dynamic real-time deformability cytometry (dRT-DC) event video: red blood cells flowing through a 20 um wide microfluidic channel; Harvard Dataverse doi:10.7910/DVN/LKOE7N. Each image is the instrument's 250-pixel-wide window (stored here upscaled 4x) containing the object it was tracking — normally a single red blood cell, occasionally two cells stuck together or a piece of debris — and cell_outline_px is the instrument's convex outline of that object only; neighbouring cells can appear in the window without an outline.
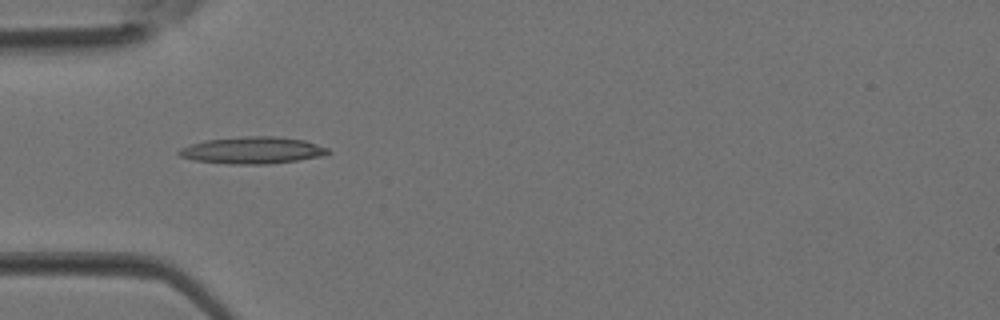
{"species": "Egyptian fruit bat (a non-hibernating species)", "species_latin": "Rousettus aegyptiacus", "temperature_condition": "room temperature", "stored_images_in_passage": 5, "camera_frame_rate_fps": 3000, "um_per_image_px": 0.085, "animal": {"sex": "female"}, "frame": {"image": 1, "passage_image": 4, "time_ms": 1.0, "image_size_px": [1000, 320], "cell_outline_px": [[332, 152], [324, 156], [268, 164], [228, 164], [192, 160], [180, 156], [176, 152], [180, 148], [192, 144], [208, 140], [248, 136], [272, 136], [304, 140], [328, 148]], "centroid_in_image_um": [21.47, 12.78], "position_along_channel_um": 63.5, "area_um2": 23.24}}
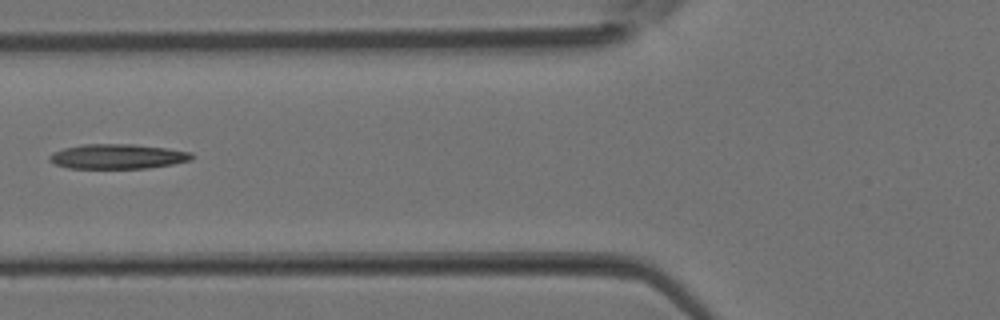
{"frame": {"image": 2, "passage_image": 5, "time_ms": 1.333, "image_size_px": [1000, 320], "cell_outline_px": [[196, 156], [192, 160], [172, 164], [148, 168], [68, 168], [56, 164], [48, 160], [48, 156], [64, 148], [84, 144], [136, 144], [168, 148], [192, 152]], "centroid_in_image_um": [10.06, 13.29], "position_along_channel_um": 115.7, "area_um2": 20.63}}